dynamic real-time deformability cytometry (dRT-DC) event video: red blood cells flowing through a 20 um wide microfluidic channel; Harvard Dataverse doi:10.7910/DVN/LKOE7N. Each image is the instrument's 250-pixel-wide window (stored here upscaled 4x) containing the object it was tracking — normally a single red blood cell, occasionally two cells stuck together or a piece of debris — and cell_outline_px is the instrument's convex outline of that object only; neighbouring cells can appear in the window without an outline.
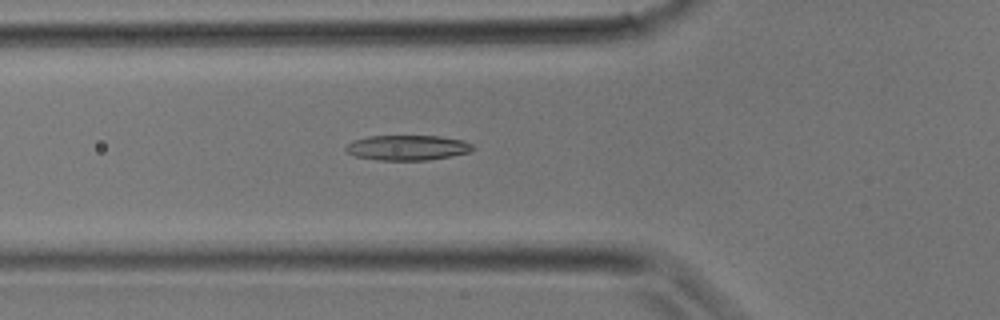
{"species": "common noctule bat (a hibernating species)", "species_latin": "Nyctalus noctula", "temperature_condition": "room temperature", "stored_images_in_passage": 26, "camera_frame_rate_fps": 3000, "um_per_image_px": 0.085, "animal": {"sex": "male", "body_mass_g": 17.9}, "frame": {"image": 1, "passage_image": 5, "time_ms": 1.333, "image_size_px": [1000, 320], "cell_outline_px": [[476, 148], [472, 152], [452, 156], [428, 160], [376, 160], [356, 156], [348, 152], [344, 148], [352, 140], [368, 136], [440, 136], [464, 140], [472, 144]], "centroid_in_image_um": [34.68, 12.55], "position_along_channel_um": 91.1, "area_um2": 18.79}}
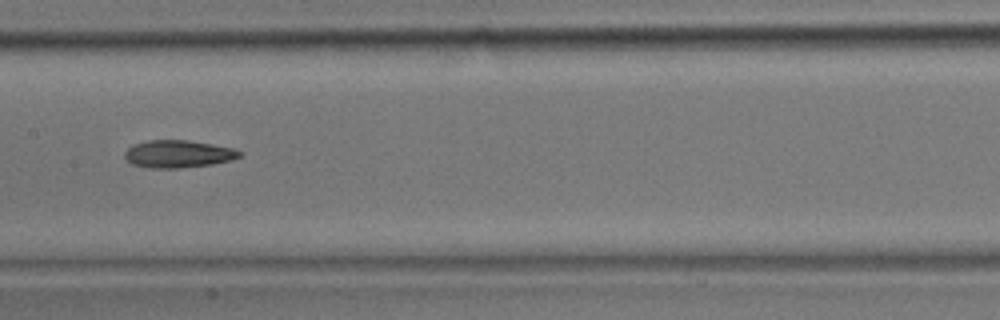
{"frame": {"image": 2, "passage_image": 10, "time_ms": 3.0, "image_size_px": [1000, 320], "cell_outline_px": [[240, 156], [232, 160], [212, 164], [180, 168], [148, 168], [132, 164], [124, 156], [124, 152], [132, 144], [148, 140], [188, 140], [232, 148], [240, 152]], "centroid_in_image_um": [15.09, 13.09], "position_along_channel_um": 192.3, "area_um2": 18.32}}
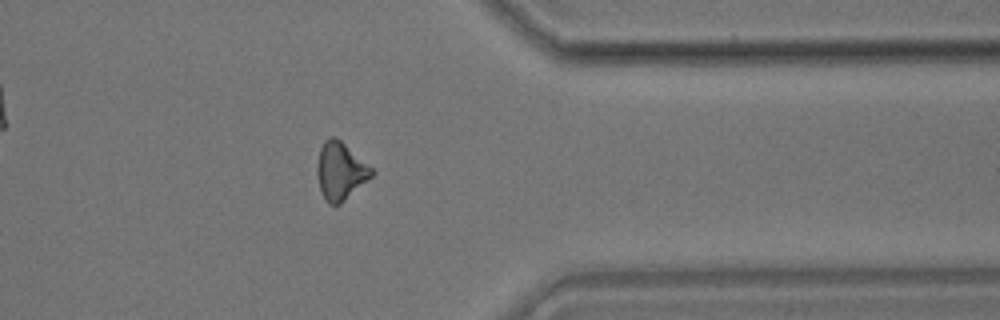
{"frame": {"image": 3, "passage_image": 20, "time_ms": 6.333, "image_size_px": [1000, 320], "cell_outline_px": [[376, 172], [372, 176], [340, 204], [328, 204], [320, 192], [316, 172], [316, 168], [320, 148], [324, 140], [328, 136], [332, 136], [340, 140], [372, 168]], "centroid_in_image_um": [28.9, 14.54], "position_along_channel_um": 382.5, "area_um2": 18.21}}